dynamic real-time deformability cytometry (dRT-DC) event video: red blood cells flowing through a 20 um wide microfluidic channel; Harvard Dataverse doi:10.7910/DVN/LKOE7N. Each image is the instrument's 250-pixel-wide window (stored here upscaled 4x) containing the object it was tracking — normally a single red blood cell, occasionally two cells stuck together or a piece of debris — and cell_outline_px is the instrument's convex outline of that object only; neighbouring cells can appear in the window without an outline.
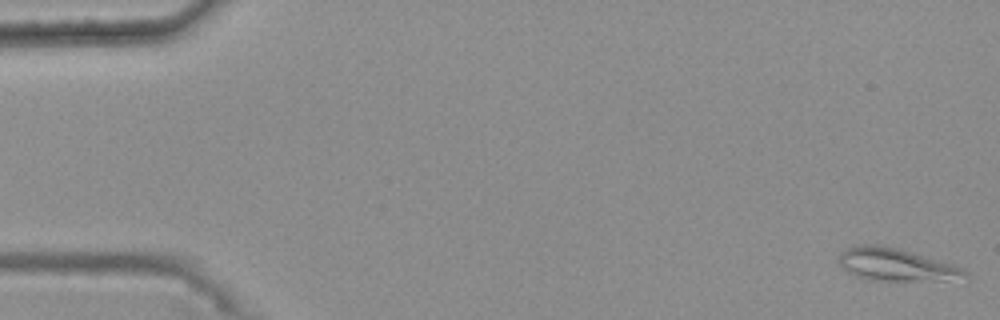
{"species": "common noctule bat (a hibernating species)", "species_latin": "Nyctalus noctula", "temperature_condition": "warm", "stored_images_in_passage": 16, "camera_frame_rate_fps": 3000, "um_per_image_px": 0.085, "animal": {"sex": "female", "body_mass_g": 25.1}, "frame": {"image": 1, "passage_image": 1, "time_ms": 0.0, "image_size_px": [1000, 320], "cell_outline_px": [[972, 276], [968, 280], [868, 280], [856, 276], [848, 272], [840, 264], [840, 252], [856, 244], [880, 244], [896, 248], [952, 264], [964, 268]], "centroid_in_image_um": [76.23, 22.51], "position_along_channel_um": 8.8, "area_um2": 23.99}}